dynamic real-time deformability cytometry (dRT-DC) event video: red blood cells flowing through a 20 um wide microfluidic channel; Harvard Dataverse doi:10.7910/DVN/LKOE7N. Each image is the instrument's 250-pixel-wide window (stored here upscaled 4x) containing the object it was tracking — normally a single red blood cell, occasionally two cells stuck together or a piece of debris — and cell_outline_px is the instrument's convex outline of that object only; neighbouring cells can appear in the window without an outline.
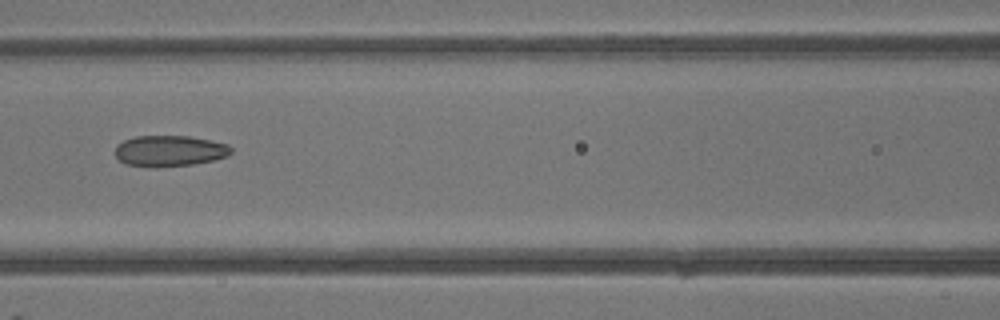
{"species": "common noctule bat (a hibernating species)", "species_latin": "Nyctalus noctula", "temperature_condition": "warm", "stored_images_in_passage": 5, "camera_frame_rate_fps": 3000, "um_per_image_px": 0.085, "animal": {"sex": "male", "body_mass_g": 13.3}, "frame": {"image": 1, "passage_image": 5, "time_ms": 4.667, "image_size_px": [1000, 320], "cell_outline_px": [[232, 152], [228, 156], [212, 160], [192, 164], [152, 168], [124, 164], [116, 156], [116, 144], [124, 140], [136, 136], [188, 136], [228, 144], [232, 148]], "centroid_in_image_um": [14.39, 12.83], "position_along_channel_um": 152.2, "area_um2": 20.98}}